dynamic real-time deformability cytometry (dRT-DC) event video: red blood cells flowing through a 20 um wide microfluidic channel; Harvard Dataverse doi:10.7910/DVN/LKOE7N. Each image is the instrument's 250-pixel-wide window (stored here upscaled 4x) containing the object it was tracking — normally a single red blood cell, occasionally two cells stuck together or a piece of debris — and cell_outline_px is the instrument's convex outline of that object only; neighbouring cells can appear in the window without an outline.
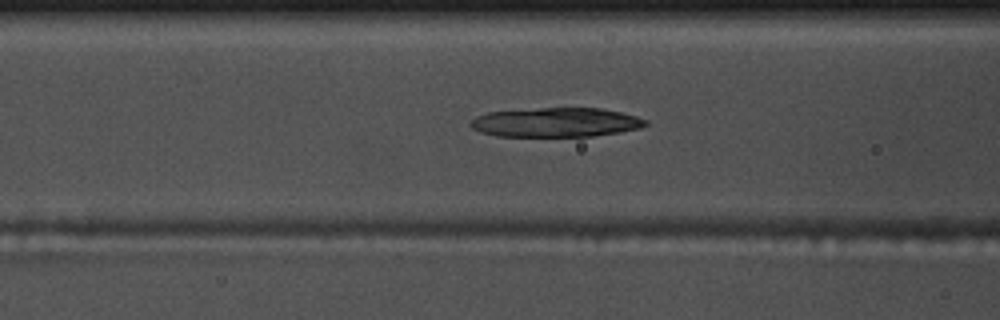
{"species": "common noctule bat (a hibernating species)", "species_latin": "Nyctalus noctula", "temperature_condition": "warm", "stored_images_in_passage": 54, "camera_frame_rate_fps": 3000, "um_per_image_px": 0.085, "animal": {"sex": "male", "body_mass_g": 17.5, "forearm_length_mm": 52.3}, "frame": {"image": 1, "passage_image": 21, "time_ms": 6.667, "image_size_px": [1000, 320], "cell_outline_px": [[648, 124], [640, 128], [620, 132], [592, 136], [496, 136], [480, 132], [472, 128], [468, 124], [476, 116], [488, 112], [540, 108], [600, 108], [620, 112], [636, 116], [648, 120]], "centroid_in_image_um": [47.25, 10.4], "position_along_channel_um": 119.3, "area_um2": 29.88}}
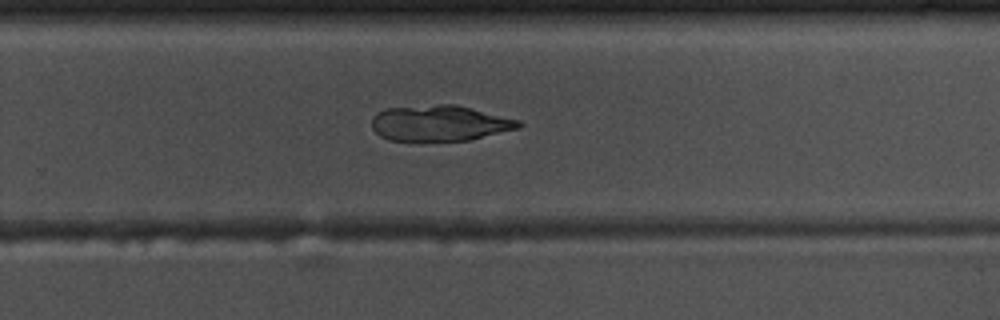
{"frame": {"image": 2, "passage_image": 35, "time_ms": 11.333, "image_size_px": [1000, 320], "cell_outline_px": [[524, 124], [516, 128], [468, 140], [388, 140], [380, 136], [372, 128], [372, 116], [376, 112], [384, 108], [436, 104], [456, 104], [520, 120]], "centroid_in_image_um": [37.32, 10.44], "position_along_channel_um": 292.5, "area_um2": 30.46}}
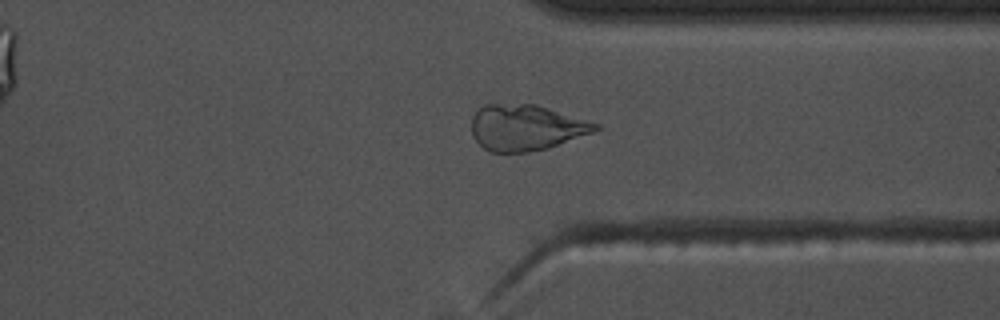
{"frame": {"image": 3, "passage_image": 41, "time_ms": 13.333, "image_size_px": [1000, 320], "cell_outline_px": [[600, 128], [592, 132], [548, 148], [528, 152], [488, 152], [472, 136], [472, 116], [476, 108], [484, 104], [536, 104], [600, 124]], "centroid_in_image_um": [44.67, 10.83], "position_along_channel_um": 366.7, "area_um2": 33.12}}